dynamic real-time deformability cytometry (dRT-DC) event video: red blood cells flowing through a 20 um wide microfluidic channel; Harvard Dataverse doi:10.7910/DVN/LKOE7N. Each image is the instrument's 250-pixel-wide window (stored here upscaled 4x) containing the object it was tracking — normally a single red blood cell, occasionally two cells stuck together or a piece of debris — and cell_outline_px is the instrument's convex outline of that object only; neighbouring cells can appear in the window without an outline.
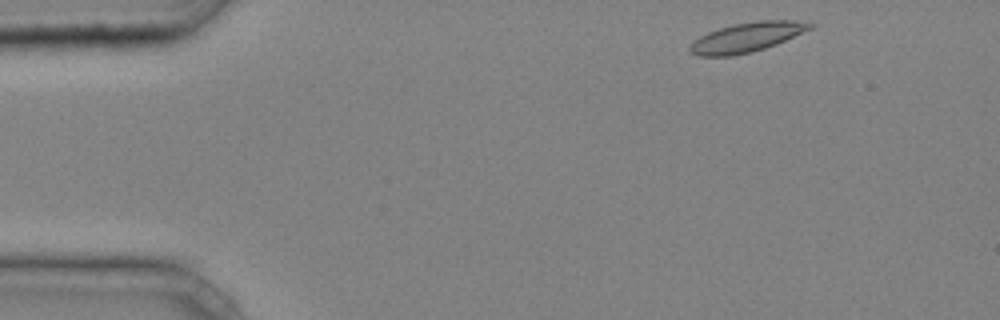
{"species": "common noctule bat (a hibernating species)", "species_latin": "Nyctalus noctula", "temperature_condition": "cold", "stored_images_in_passage": 36, "camera_frame_rate_fps": 3000, "um_per_image_px": 0.085, "animal": {"sex": "male", "body_mass_g": 20.4}, "frame": {"image": 1, "passage_image": 1, "time_ms": 0.0, "image_size_px": [1000, 320], "cell_outline_px": [[816, 24], [812, 28], [776, 44], [752, 52], [732, 56], [700, 56], [692, 52], [688, 48], [700, 36], [708, 32], [732, 24], [756, 20], [792, 20]], "centroid_in_image_um": [63.5, 3.16], "position_along_channel_um": 21.5, "area_um2": 20.46}}
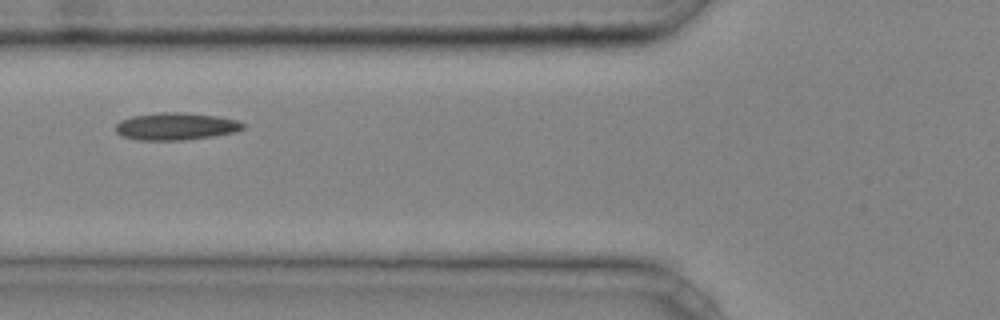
{"frame": {"image": 2, "passage_image": 13, "time_ms": 4.0, "image_size_px": [1000, 320], "cell_outline_px": [[244, 128], [232, 132], [212, 136], [184, 140], [136, 140], [124, 136], [116, 132], [116, 124], [120, 120], [132, 116], [160, 112], [184, 112], [216, 116], [236, 120], [244, 124]], "centroid_in_image_um": [14.91, 10.73], "position_along_channel_um": 110.9, "area_um2": 20.11}}
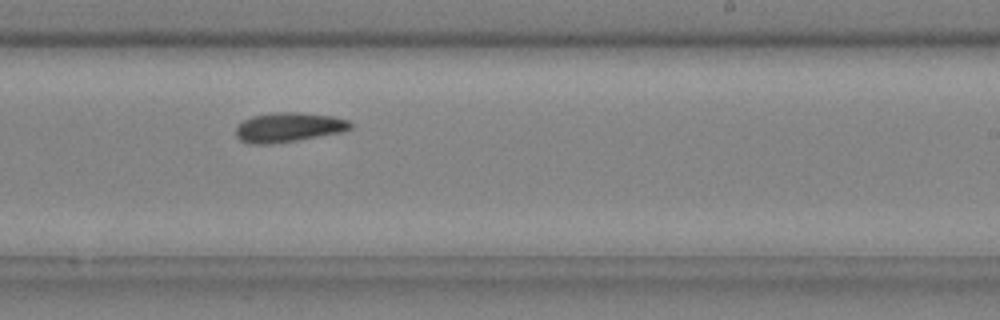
{"frame": {"image": 3, "passage_image": 24, "time_ms": 7.667, "image_size_px": [1000, 320], "cell_outline_px": [[352, 128], [340, 132], [296, 140], [272, 144], [252, 144], [240, 140], [236, 136], [236, 124], [252, 116], [276, 112], [300, 112], [332, 116], [348, 120], [352, 124]], "centroid_in_image_um": [24.49, 10.81], "position_along_channel_um": 264.5, "area_um2": 19.65}, "authors_computed_cell_mechanics": {"area_um2": 19.6231, "velocity_mm_per_s": 4.1975, "shape_relaxation_time_tau1_ms": null, "shape_relaxation_time_tau2_ms": 6.774, "deformation_change_tau1": null, "deformation_change_tau2": 0.1041}}